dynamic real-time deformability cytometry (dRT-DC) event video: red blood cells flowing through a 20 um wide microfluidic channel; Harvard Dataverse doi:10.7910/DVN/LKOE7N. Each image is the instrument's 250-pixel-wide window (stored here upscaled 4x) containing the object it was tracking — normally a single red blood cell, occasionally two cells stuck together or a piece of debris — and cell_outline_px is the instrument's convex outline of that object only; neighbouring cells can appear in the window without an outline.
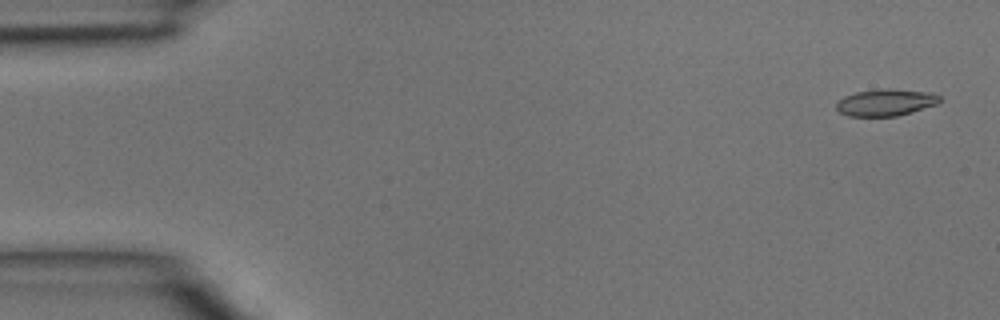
{"species": "common noctule bat (a hibernating species)", "species_latin": "Nyctalus noctula", "temperature_condition": "room temperature", "stored_images_in_passage": 10, "camera_frame_rate_fps": 3000, "um_per_image_px": 0.085, "animal": {"sex": "male", "body_mass_g": 15.6}, "frame": {"image": 1, "passage_image": 2, "time_ms": 0.333, "image_size_px": [1000, 320], "cell_outline_px": [[940, 100], [936, 104], [912, 112], [896, 116], [848, 116], [840, 112], [836, 108], [836, 104], [844, 96], [856, 92], [888, 88], [932, 92], [940, 96]], "centroid_in_image_um": [75.29, 8.7], "position_along_channel_um": 9.7, "area_um2": 16.07}}